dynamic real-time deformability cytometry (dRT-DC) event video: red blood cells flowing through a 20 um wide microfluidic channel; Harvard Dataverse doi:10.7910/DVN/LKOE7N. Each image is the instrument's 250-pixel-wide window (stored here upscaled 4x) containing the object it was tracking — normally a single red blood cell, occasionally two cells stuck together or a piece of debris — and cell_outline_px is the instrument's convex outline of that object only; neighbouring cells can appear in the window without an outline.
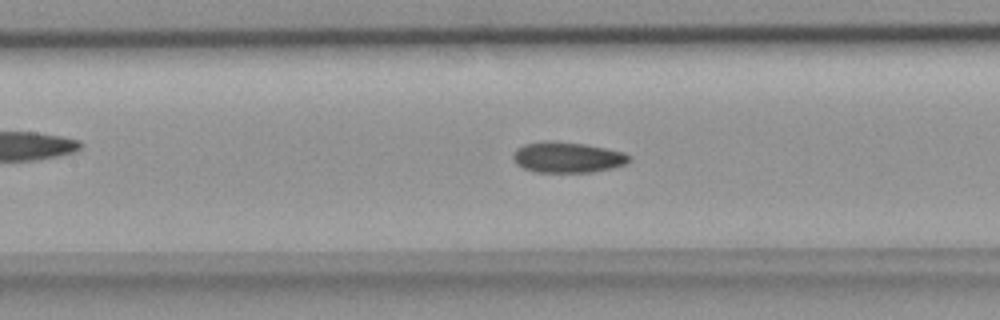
{"species": "common noctule bat (a hibernating species)", "species_latin": "Nyctalus noctula", "temperature_condition": "room temperature", "stored_images_in_passage": 38, "camera_frame_rate_fps": 3000, "um_per_image_px": 0.085, "animal": {"sex": "female", "body_mass_g": 18.4}, "frame": {"image": 1, "passage_image": 21, "time_ms": 6.667, "image_size_px": [1000, 320], "cell_outline_px": [[632, 160], [624, 164], [612, 168], [592, 172], [536, 172], [524, 168], [516, 164], [512, 156], [516, 148], [524, 144], [548, 140], [584, 144], [624, 152]], "centroid_in_image_um": [48.2, 13.37], "position_along_channel_um": 159.2, "area_um2": 20.69}}
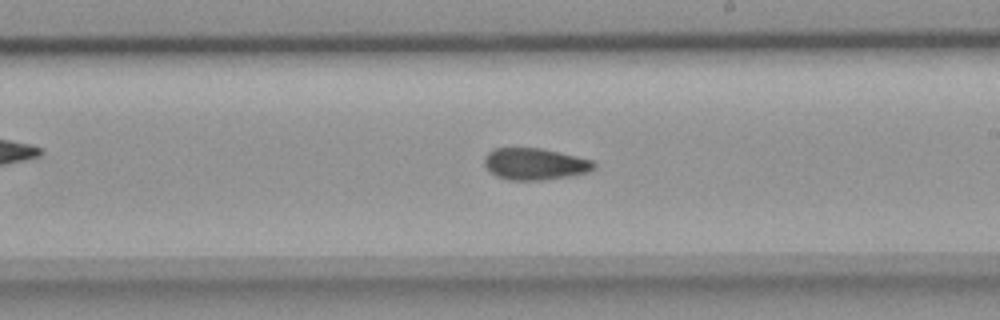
{"frame": {"image": 2, "passage_image": 27, "time_ms": 8.667, "image_size_px": [1000, 320], "cell_outline_px": [[596, 168], [588, 172], [568, 176], [544, 180], [508, 180], [496, 176], [484, 164], [484, 156], [492, 148], [540, 148], [560, 152], [592, 160], [596, 164]], "centroid_in_image_um": [45.46, 13.93], "position_along_channel_um": 243.5, "area_um2": 20.29}}
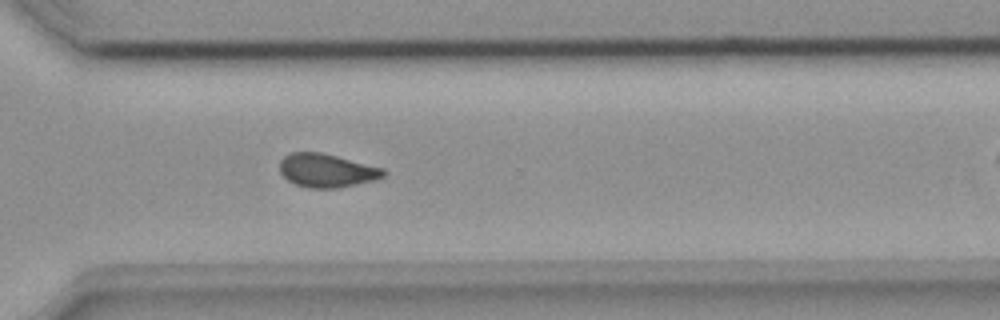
{"frame": {"image": 3, "passage_image": 34, "time_ms": 11.0, "image_size_px": [1000, 320], "cell_outline_px": [[384, 176], [372, 180], [356, 184], [336, 188], [308, 188], [296, 184], [288, 180], [280, 172], [280, 160], [284, 156], [292, 152], [320, 152], [384, 168]], "centroid_in_image_um": [27.73, 14.49], "position_along_channel_um": 342.9, "area_um2": 20.0}}